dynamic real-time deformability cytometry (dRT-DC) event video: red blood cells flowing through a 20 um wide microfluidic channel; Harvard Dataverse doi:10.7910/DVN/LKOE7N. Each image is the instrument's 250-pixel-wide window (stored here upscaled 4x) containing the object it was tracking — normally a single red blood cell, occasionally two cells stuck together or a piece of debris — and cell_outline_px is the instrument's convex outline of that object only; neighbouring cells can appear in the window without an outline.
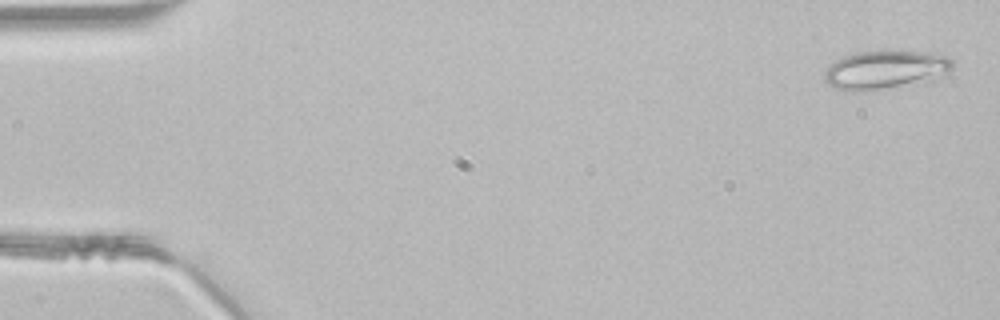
{"species": "common noctule bat (a hibernating species)", "species_latin": "Nyctalus noctula", "temperature_condition": "room temperature", "stored_images_in_passage": 6, "camera_frame_rate_fps": 3000, "um_per_image_px": 0.085, "animal": {"sex": "male", "body_mass_g": 21.5, "forearm_length_mm": 52.0}, "frame": {"image": 1, "passage_image": 2, "time_ms": 0.333, "image_size_px": [1000, 320], "cell_outline_px": [[952, 68], [948, 72], [868, 92], [856, 92], [832, 88], [824, 80], [824, 72], [828, 64], [844, 56], [856, 52], [928, 52], [948, 56], [952, 60]], "centroid_in_image_um": [75.09, 5.92], "position_along_channel_um": 9.9, "area_um2": 27.74}}